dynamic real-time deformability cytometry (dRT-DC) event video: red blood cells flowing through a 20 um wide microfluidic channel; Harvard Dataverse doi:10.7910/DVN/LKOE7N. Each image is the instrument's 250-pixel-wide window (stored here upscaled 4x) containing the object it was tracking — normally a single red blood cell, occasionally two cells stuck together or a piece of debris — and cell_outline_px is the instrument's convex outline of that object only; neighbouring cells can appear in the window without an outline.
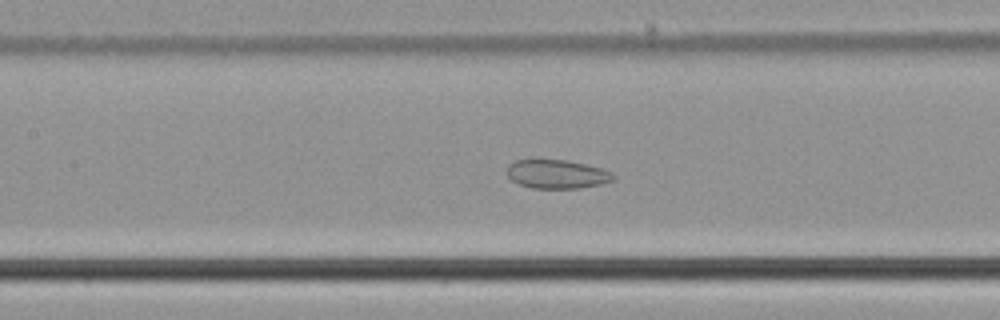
{"species": "common noctule bat (a hibernating species)", "species_latin": "Nyctalus noctula", "temperature_condition": "cold", "stored_images_in_passage": 55, "camera_frame_rate_fps": 3000, "um_per_image_px": 0.085, "animal": {"sex": "male", "body_mass_g": 21.5, "forearm_length_mm": 52.0}, "frame": {"image": 1, "passage_image": 26, "time_ms": 8.333, "image_size_px": [1000, 320], "cell_outline_px": [[616, 180], [600, 184], [580, 188], [532, 188], [508, 180], [504, 172], [508, 164], [516, 160], [568, 160], [600, 168], [612, 172], [616, 176]], "centroid_in_image_um": [47.29, 14.8], "position_along_channel_um": 160.1, "area_um2": 18.09}}
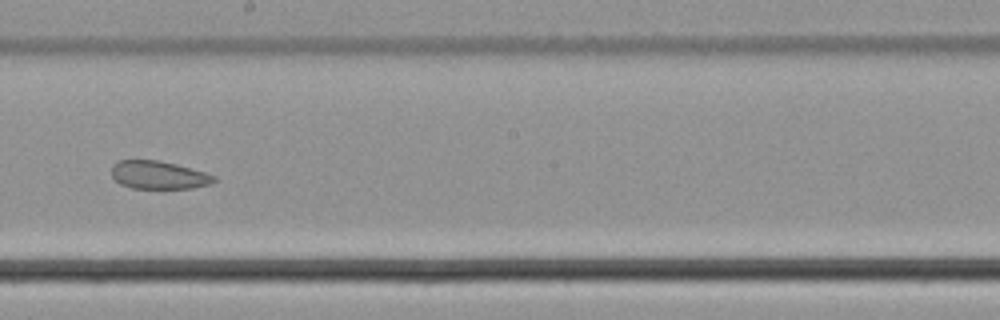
{"frame": {"image": 2, "passage_image": 32, "time_ms": 10.333, "image_size_px": [1000, 320], "cell_outline_px": [[216, 180], [208, 184], [192, 188], [132, 188], [120, 184], [112, 176], [112, 164], [120, 160], [160, 160], [176, 164], [204, 172], [216, 176]], "centroid_in_image_um": [13.46, 14.87], "position_along_channel_um": 234.7, "area_um2": 16.65}}
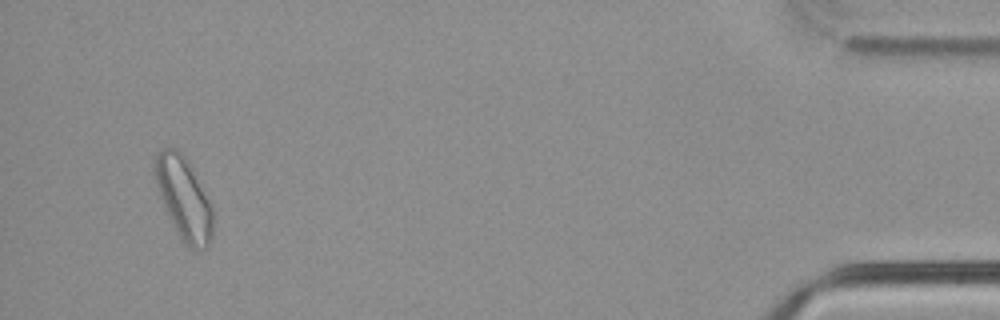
{"frame": {"image": 3, "passage_image": 53, "time_ms": 17.333, "image_size_px": [1000, 320], "cell_outline_px": [[212, 240], [208, 248], [196, 252], [180, 240], [168, 216], [156, 184], [152, 168], [156, 152], [160, 148], [176, 148], [188, 160], [212, 204]], "centroid_in_image_um": [15.62, 16.87], "position_along_channel_um": 419.6, "area_um2": 28.38}, "authors_computed_cell_mechanics": {"area_um2": 23.5824, "velocity_mm_per_s": 3.7373, "shape_relaxation_time_tau1_ms": null, "shape_relaxation_time_tau2_ms": 9.2298, "deformation_change_tau1": null, "deformation_change_tau2": 0.1399}}